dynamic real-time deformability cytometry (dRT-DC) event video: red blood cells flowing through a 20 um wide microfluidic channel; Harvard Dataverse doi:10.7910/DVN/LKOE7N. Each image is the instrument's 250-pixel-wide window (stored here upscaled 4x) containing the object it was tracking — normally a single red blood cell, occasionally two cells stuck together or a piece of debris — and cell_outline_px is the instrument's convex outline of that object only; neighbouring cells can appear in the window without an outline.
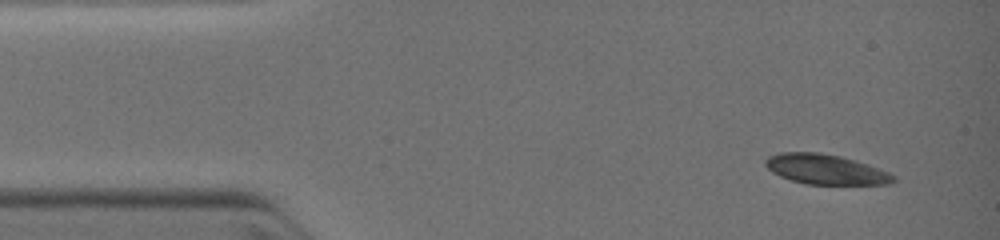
{"species": "common noctule bat (a hibernating species)", "species_latin": "Nyctalus noctula", "temperature_condition": "warm", "stored_images_in_passage": 11, "camera_frame_rate_fps": 3000, "um_per_image_px": 0.085, "animal": {"sex": "female", "body_mass_g": 19.0, "forearm_length_mm": 51.5}, "frame": {"image": 1, "passage_image": 1, "time_ms": 0.0, "image_size_px": [1000, 240], "cell_outline_px": [[896, 180], [888, 184], [804, 184], [780, 176], [772, 172], [764, 164], [764, 160], [768, 156], [780, 152], [820, 152], [840, 156], [856, 160], [868, 164], [888, 172], [896, 176]], "centroid_in_image_um": [70.16, 14.38], "position_along_channel_um": 14.8, "area_um2": 22.43}}
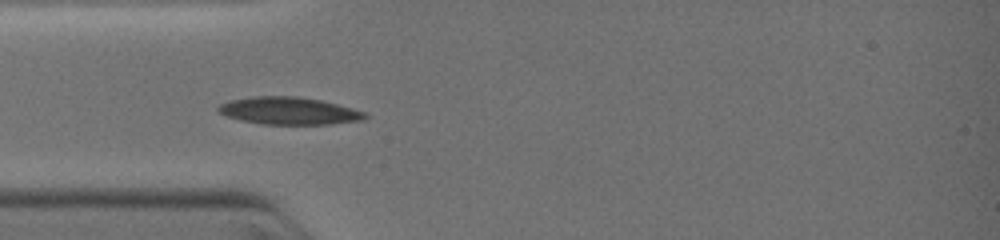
{"frame": {"image": 2, "passage_image": 6, "time_ms": 2.667, "image_size_px": [1000, 240], "cell_outline_px": [[368, 116], [364, 120], [332, 124], [260, 124], [240, 120], [228, 116], [220, 112], [216, 108], [220, 104], [228, 100], [252, 96], [296, 96], [320, 100], [352, 108], [364, 112]], "centroid_in_image_um": [24.54, 9.42], "position_along_channel_um": 60.5, "area_um2": 23.41}}
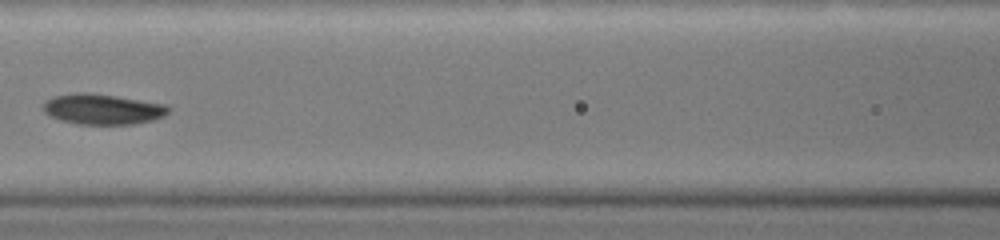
{"frame": {"image": 3, "passage_image": 10, "time_ms": 4.667, "image_size_px": [1000, 240], "cell_outline_px": [[172, 108], [164, 116], [152, 120], [132, 124], [76, 124], [60, 120], [44, 112], [40, 108], [44, 100], [52, 96], [76, 92], [88, 92], [116, 96], [168, 104]], "centroid_in_image_um": [8.69, 9.26], "position_along_channel_um": 157.9, "area_um2": 22.6}}